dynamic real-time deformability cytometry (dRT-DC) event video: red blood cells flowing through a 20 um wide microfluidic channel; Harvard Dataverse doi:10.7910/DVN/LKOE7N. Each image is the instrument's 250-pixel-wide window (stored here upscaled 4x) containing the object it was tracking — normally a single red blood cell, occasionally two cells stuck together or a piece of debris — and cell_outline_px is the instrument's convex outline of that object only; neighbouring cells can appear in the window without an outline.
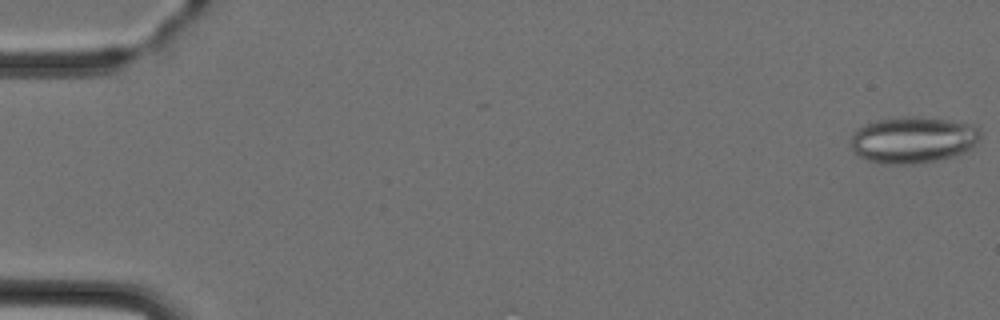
{"species": "Egyptian fruit bat (a non-hibernating species)", "species_latin": "Rousettus aegyptiacus", "temperature_condition": "cold", "stored_images_in_passage": 5, "camera_frame_rate_fps": 3000, "um_per_image_px": 0.085, "animal": {"sex": "female"}, "frame": {"image": 1, "passage_image": 1, "time_ms": 0.0, "image_size_px": [1000, 320], "cell_outline_px": [[980, 140], [972, 148], [956, 156], [936, 160], [912, 164], [880, 164], [856, 156], [852, 148], [852, 136], [856, 128], [864, 124], [876, 120], [900, 116], [920, 116], [948, 120], [972, 124], [980, 128]], "centroid_in_image_um": [77.61, 11.88], "position_along_channel_um": 7.4, "area_um2": 35.66}}